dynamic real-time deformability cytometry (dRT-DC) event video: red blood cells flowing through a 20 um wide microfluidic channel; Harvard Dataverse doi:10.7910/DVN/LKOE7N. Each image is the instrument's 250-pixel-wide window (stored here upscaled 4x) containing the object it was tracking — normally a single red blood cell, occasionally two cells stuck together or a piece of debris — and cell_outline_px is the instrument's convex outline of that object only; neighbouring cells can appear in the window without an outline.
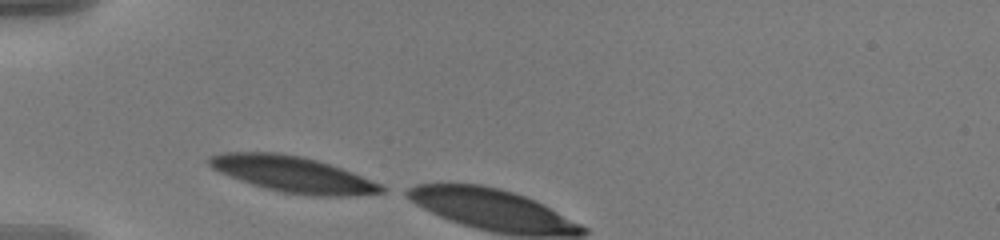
{"species": "human", "species_latin": "Homo sapiens", "temperature_condition": "warm", "stored_images_in_passage": 4, "camera_frame_rate_fps": 3000, "um_per_image_px": 0.085, "donor": {"sex": "male"}, "frame": {"image": 1, "passage_image": 1, "time_ms": 0.0, "image_size_px": [1000, 240], "cell_outline_px": [[384, 192], [356, 196], [312, 196], [284, 192], [264, 188], [252, 184], [220, 172], [212, 168], [208, 164], [208, 156], [224, 152], [280, 152], [300, 156], [316, 160], [352, 172], [380, 184], [384, 188]], "centroid_in_image_um": [24.87, 14.81], "position_along_channel_um": 60.1, "area_um2": 35.78}}